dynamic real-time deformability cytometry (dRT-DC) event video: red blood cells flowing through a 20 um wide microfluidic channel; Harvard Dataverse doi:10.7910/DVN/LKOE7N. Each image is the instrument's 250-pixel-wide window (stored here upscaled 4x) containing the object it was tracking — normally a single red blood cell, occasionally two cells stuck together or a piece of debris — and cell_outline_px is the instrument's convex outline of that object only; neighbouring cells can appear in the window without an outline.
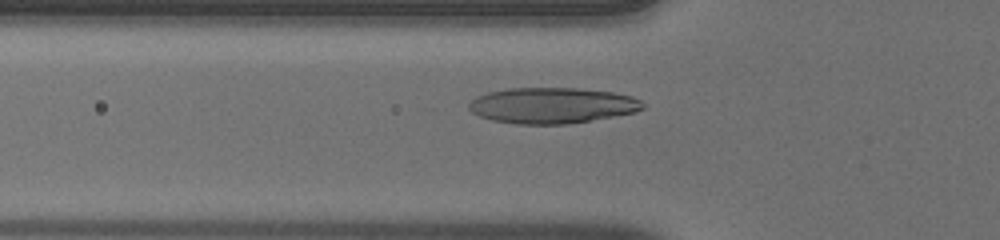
{"species": "human", "species_latin": "Homo sapiens", "temperature_condition": "warm", "stored_images_in_passage": 38, "camera_frame_rate_fps": 3000, "um_per_image_px": 0.085, "donor": {"sex": "male"}, "frame": {"image": 1, "passage_image": 9, "time_ms": 2.667, "image_size_px": [1000, 240], "cell_outline_px": [[644, 108], [632, 112], [612, 116], [564, 124], [516, 124], [492, 120], [480, 116], [472, 112], [468, 108], [468, 104], [476, 96], [488, 92], [508, 88], [576, 88], [612, 92], [632, 96], [640, 100], [644, 104]], "centroid_in_image_um": [46.88, 8.95], "position_along_channel_um": 78.9, "area_um2": 36.01}}
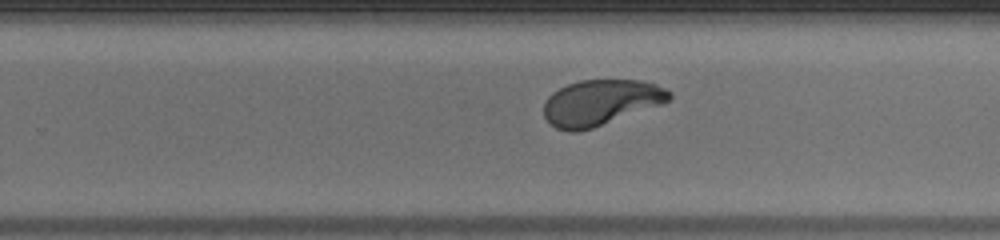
{"frame": {"image": 2, "passage_image": 24, "time_ms": 7.667, "image_size_px": [1000, 240], "cell_outline_px": [[672, 96], [668, 100], [660, 104], [592, 128], [576, 132], [568, 132], [556, 128], [544, 116], [544, 104], [548, 96], [552, 92], [568, 84], [580, 80], [640, 80], [656, 84], [672, 92]], "centroid_in_image_um": [51.03, 8.71], "position_along_channel_um": 278.8, "area_um2": 33.0}}
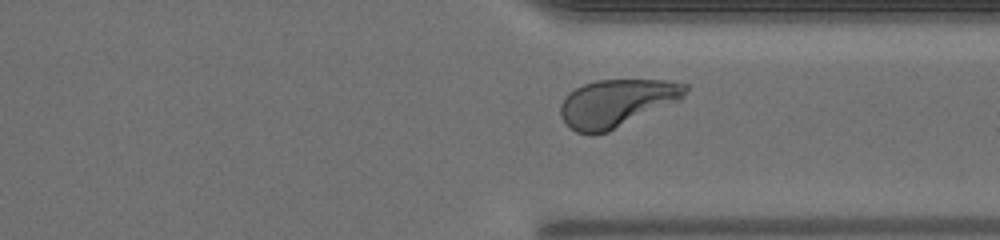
{"frame": {"image": 3, "passage_image": 30, "time_ms": 9.667, "image_size_px": [1000, 240], "cell_outline_px": [[688, 88], [684, 96], [680, 100], [608, 132], [576, 132], [568, 128], [560, 116], [560, 104], [564, 96], [568, 92], [584, 84], [596, 80], [668, 80], [688, 84]], "centroid_in_image_um": [52.4, 8.74], "position_along_channel_um": 359.0, "area_um2": 34.56}}